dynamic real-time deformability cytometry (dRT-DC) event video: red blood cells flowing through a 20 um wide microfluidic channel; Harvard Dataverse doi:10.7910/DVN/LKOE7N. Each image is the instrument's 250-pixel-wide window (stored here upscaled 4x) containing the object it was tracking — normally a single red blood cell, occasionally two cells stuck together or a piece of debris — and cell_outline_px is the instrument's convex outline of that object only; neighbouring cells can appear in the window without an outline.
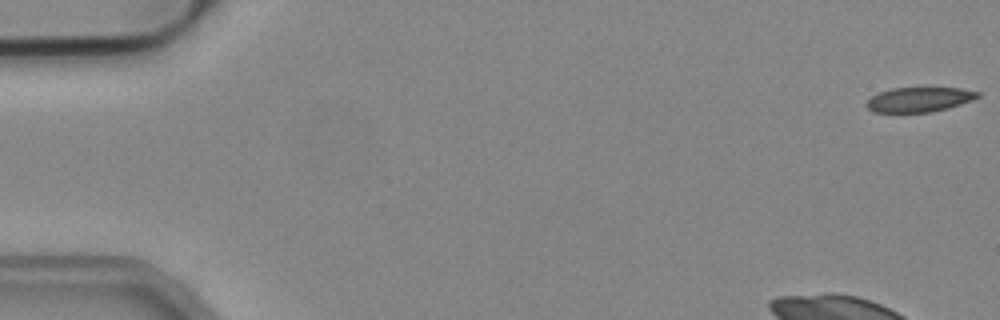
{"species": "common noctule bat (a hibernating species)", "species_latin": "Nyctalus noctula", "temperature_condition": "cold", "stored_images_in_passage": 42, "camera_frame_rate_fps": 3000, "um_per_image_px": 0.085, "animal": {"sex": "male", "body_mass_g": 19.2, "forearm_length_mm": 51.8}, "frame": {"image": 1, "passage_image": 1, "time_ms": 0.0, "image_size_px": [1000, 320], "cell_outline_px": [[980, 96], [972, 100], [948, 108], [932, 112], [872, 112], [864, 104], [872, 96], [880, 92], [892, 88], [960, 88], [980, 92]], "centroid_in_image_um": [78.13, 8.46], "position_along_channel_um": 6.9, "area_um2": 15.95}, "authors_computed_cell_mechanics": {"area_um2": 16.6753, "velocity_mm_per_s": 3.8467, "shape_relaxation_time_tau1_ms": 0.1602, "shape_relaxation_time_tau2_ms": null, "deformation_change_tau1": 0.2087, "deformation_change_tau2": null}}